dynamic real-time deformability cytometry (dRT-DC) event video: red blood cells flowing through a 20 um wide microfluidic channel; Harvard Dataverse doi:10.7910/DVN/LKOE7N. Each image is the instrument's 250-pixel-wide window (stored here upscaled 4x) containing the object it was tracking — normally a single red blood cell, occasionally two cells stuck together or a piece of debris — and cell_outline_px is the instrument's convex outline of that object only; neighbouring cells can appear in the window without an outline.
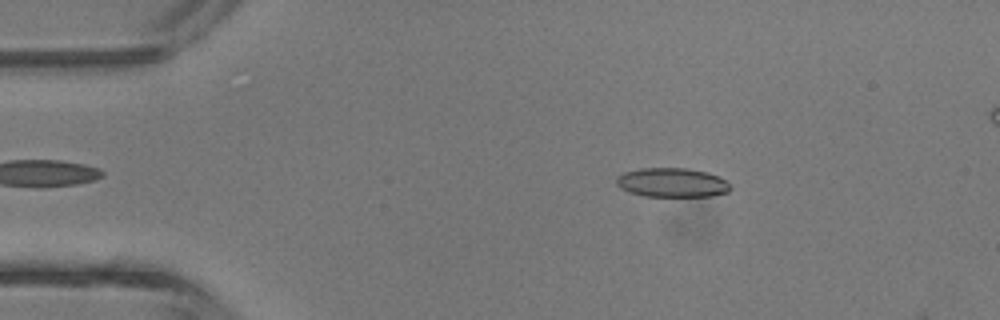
{"species": "common noctule bat (a hibernating species)", "species_latin": "Nyctalus noctula", "temperature_condition": "room temperature", "stored_images_in_passage": 3, "camera_frame_rate_fps": 3000, "um_per_image_px": 0.085, "animal": {"sex": "male", "body_mass_g": 13.3}, "frame": {"image": 1, "passage_image": 1, "time_ms": 0.0, "image_size_px": [1000, 320], "cell_outline_px": [[732, 188], [728, 192], [712, 196], [644, 196], [628, 192], [620, 188], [616, 184], [616, 176], [624, 172], [640, 168], [688, 168], [708, 172], [720, 176]], "centroid_in_image_um": [57.11, 15.51], "position_along_channel_um": 27.9, "area_um2": 19.59}}